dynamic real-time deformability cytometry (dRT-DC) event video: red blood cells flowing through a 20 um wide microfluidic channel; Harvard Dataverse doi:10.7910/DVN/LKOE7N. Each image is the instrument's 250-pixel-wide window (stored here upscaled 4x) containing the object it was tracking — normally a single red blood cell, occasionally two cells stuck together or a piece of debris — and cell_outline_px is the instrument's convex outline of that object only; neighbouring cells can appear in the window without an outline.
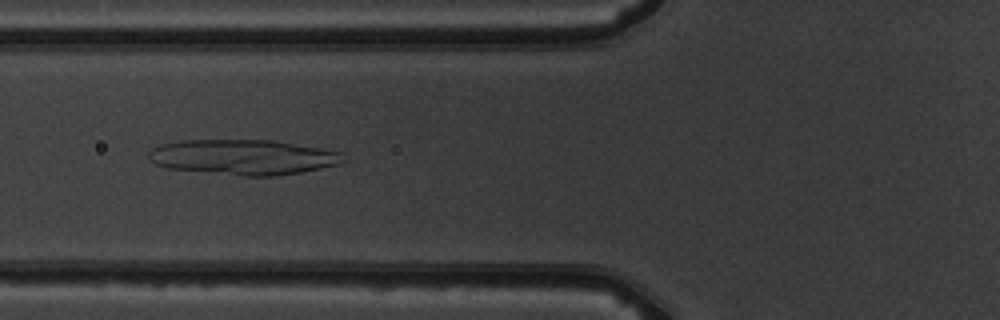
{"species": "common noctule bat (a hibernating species)", "species_latin": "Nyctalus noctula", "temperature_condition": "warm", "stored_images_in_passage": 3, "camera_frame_rate_fps": 3000, "um_per_image_px": 0.085, "animal": {"sex": "male", "body_mass_g": 19.5, "forearm_length_mm": 54.6}, "frame": {"image": 1, "passage_image": 3, "time_ms": 3.0, "image_size_px": [1000, 320], "cell_outline_px": [[344, 160], [340, 164], [300, 172], [276, 176], [244, 176], [168, 168], [156, 164], [148, 160], [148, 152], [152, 148], [160, 144], [180, 140], [272, 140], [340, 152]], "centroid_in_image_um": [20.61, 13.35], "position_along_channel_um": 105.2, "area_um2": 39.71}}